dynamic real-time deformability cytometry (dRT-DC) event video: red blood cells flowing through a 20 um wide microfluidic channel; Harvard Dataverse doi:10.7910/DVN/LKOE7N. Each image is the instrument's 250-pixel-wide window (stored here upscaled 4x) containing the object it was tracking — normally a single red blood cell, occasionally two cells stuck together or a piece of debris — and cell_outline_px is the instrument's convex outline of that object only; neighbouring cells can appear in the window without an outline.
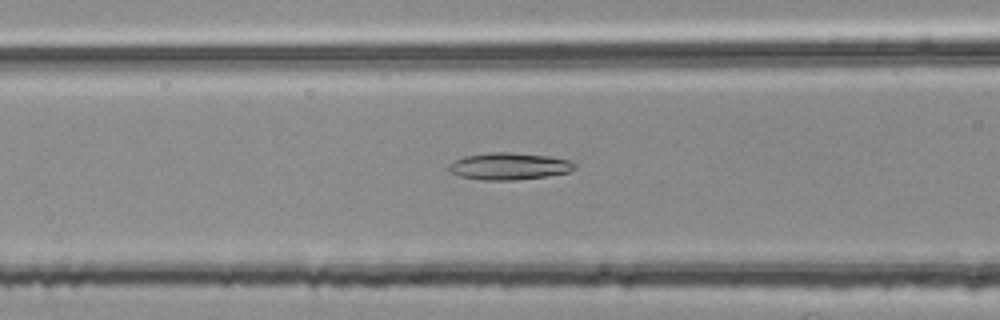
{"species": "common noctule bat (a hibernating species)", "species_latin": "Nyctalus noctula", "temperature_condition": "room temperature", "stored_images_in_passage": 45, "camera_frame_rate_fps": 3000, "um_per_image_px": 0.085, "animal": {"sex": "female", "body_mass_g": 25.1}, "frame": {"image": 1, "passage_image": 18, "time_ms": 5.667, "image_size_px": [1000, 320], "cell_outline_px": [[576, 168], [568, 172], [544, 176], [516, 180], [484, 180], [460, 176], [452, 172], [448, 168], [448, 164], [464, 156], [488, 152], [512, 152], [548, 156], [572, 160], [576, 164]], "centroid_in_image_um": [43.29, 14.12], "position_along_channel_um": 123.3, "area_um2": 19.77}}
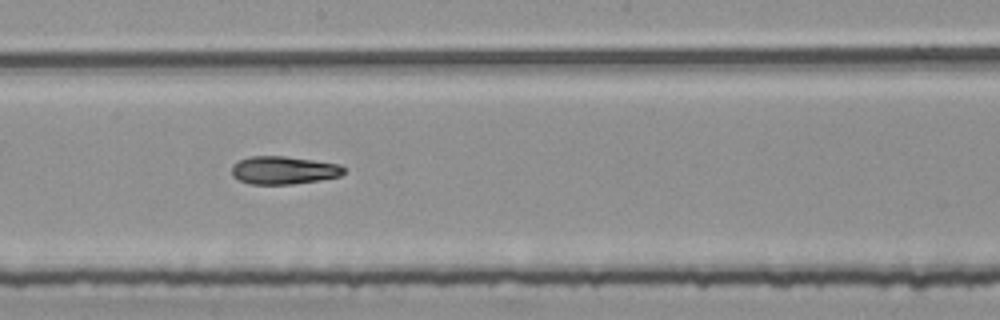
{"frame": {"image": 2, "passage_image": 26, "time_ms": 8.333, "image_size_px": [1000, 320], "cell_outline_px": [[344, 172], [340, 176], [320, 180], [292, 184], [248, 184], [232, 176], [232, 164], [248, 156], [284, 156], [340, 164], [344, 168]], "centroid_in_image_um": [24.08, 14.47], "position_along_channel_um": 224.1, "area_um2": 18.26}}
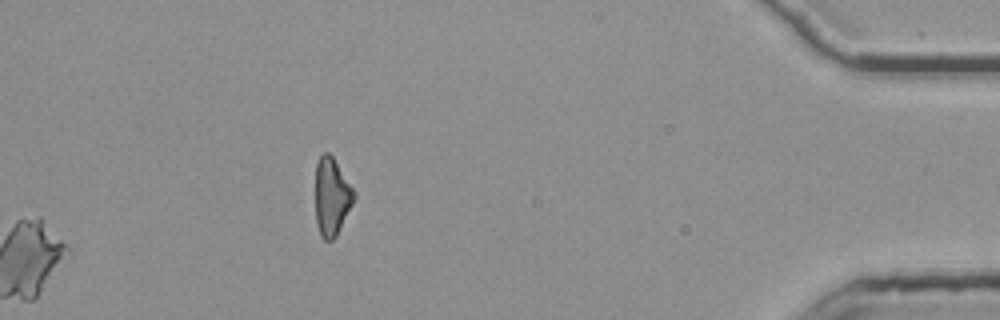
{"frame": {"image": 3, "passage_image": 45, "time_ms": 14.667, "image_size_px": [1000, 320], "cell_outline_px": [[356, 196], [336, 236], [332, 240], [324, 240], [320, 236], [316, 224], [316, 164], [320, 156], [324, 152], [328, 152], [332, 156], [356, 192]], "centroid_in_image_um": [28.19, 16.72], "position_along_channel_um": 407.0, "area_um2": 17.4}}